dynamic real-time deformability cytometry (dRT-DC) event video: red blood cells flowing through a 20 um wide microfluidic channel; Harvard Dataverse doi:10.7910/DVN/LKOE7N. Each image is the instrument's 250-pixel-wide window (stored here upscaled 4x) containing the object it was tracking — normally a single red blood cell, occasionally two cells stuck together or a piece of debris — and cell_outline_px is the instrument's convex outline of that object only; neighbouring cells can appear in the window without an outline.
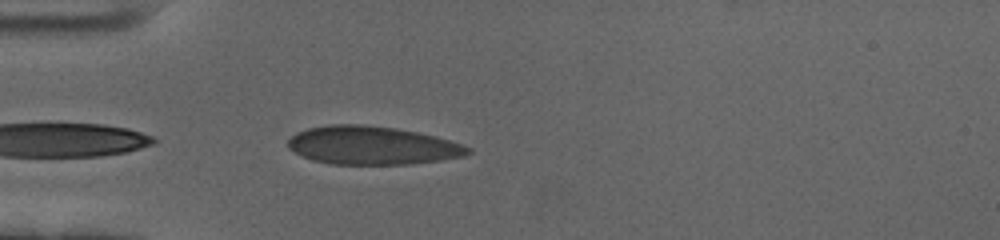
{"species": "human", "species_latin": "Homo sapiens", "temperature_condition": "cold", "stored_images_in_passage": 43, "camera_frame_rate_fps": 3000, "um_per_image_px": 0.085, "donor": {"sex": "female"}, "frame": {"image": 1, "passage_image": 2, "time_ms": 0.333, "image_size_px": [1000, 240], "cell_outline_px": [[472, 152], [464, 156], [440, 160], [408, 164], [332, 164], [312, 160], [288, 148], [288, 140], [296, 132], [308, 128], [328, 124], [360, 124], [396, 128], [436, 136], [472, 148]], "centroid_in_image_um": [31.63, 12.36], "position_along_channel_um": 53.4, "area_um2": 40.06}}
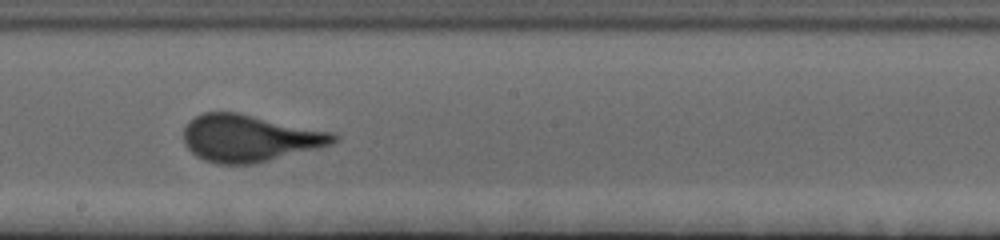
{"frame": {"image": 2, "passage_image": 18, "time_ms": 5.667, "image_size_px": [1000, 240], "cell_outline_px": [[340, 136], [332, 144], [256, 164], [216, 164], [204, 160], [196, 156], [184, 144], [184, 128], [188, 120], [204, 112], [236, 112], [332, 132]], "centroid_in_image_um": [21.17, 11.75], "position_along_channel_um": 227.0, "area_um2": 40.98}}
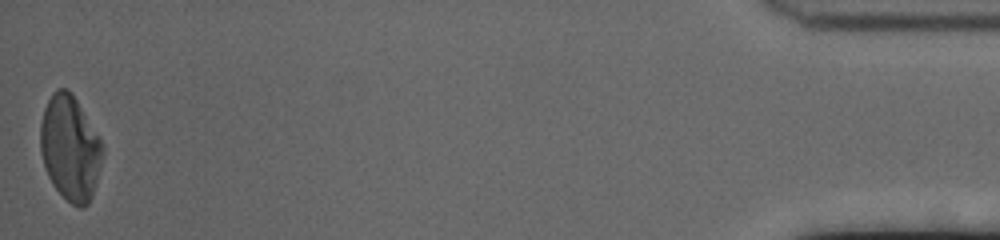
{"frame": {"image": 3, "passage_image": 43, "time_ms": 14.0, "image_size_px": [1000, 240], "cell_outline_px": [[104, 152], [92, 196], [88, 204], [84, 208], [80, 208], [72, 204], [52, 184], [48, 176], [40, 152], [40, 124], [44, 108], [52, 92], [56, 88], [68, 88], [72, 92], [100, 140], [104, 148]], "centroid_in_image_um": [5.94, 12.57], "position_along_channel_um": 429.3, "area_um2": 37.86}, "authors_computed_cell_mechanics": {"area_um2": 39.4774, "velocity_mm_per_s": 3.4639, "shape_relaxation_time_tau1_ms": 7.2325, "shape_relaxation_time_tau2_ms": null, "deformation_change_tau1": 0.2115, "deformation_change_tau2": null}}